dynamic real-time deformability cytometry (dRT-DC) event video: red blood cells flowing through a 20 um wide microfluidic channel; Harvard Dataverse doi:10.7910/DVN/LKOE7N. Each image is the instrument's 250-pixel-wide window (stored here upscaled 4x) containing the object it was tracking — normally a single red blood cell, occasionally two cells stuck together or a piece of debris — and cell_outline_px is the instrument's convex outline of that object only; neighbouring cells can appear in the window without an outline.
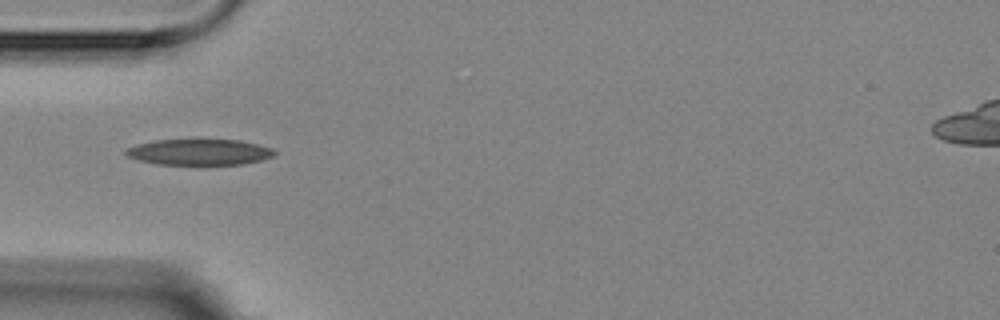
{"species": "Egyptian fruit bat (a non-hibernating species)", "species_latin": "Rousettus aegyptiacus", "temperature_condition": "room temperature", "stored_images_in_passage": 4, "camera_frame_rate_fps": 3000, "um_per_image_px": 0.085, "animal": {"sex": "female"}, "frame": {"image": 1, "passage_image": 1, "time_ms": 0.0, "image_size_px": [1000, 320], "cell_outline_px": [[276, 152], [272, 156], [260, 160], [240, 164], [156, 164], [140, 160], [128, 156], [124, 152], [124, 148], [136, 144], [156, 140], [240, 140], [276, 148]], "centroid_in_image_um": [16.94, 12.91], "position_along_channel_um": 68.1, "area_um2": 22.37}}
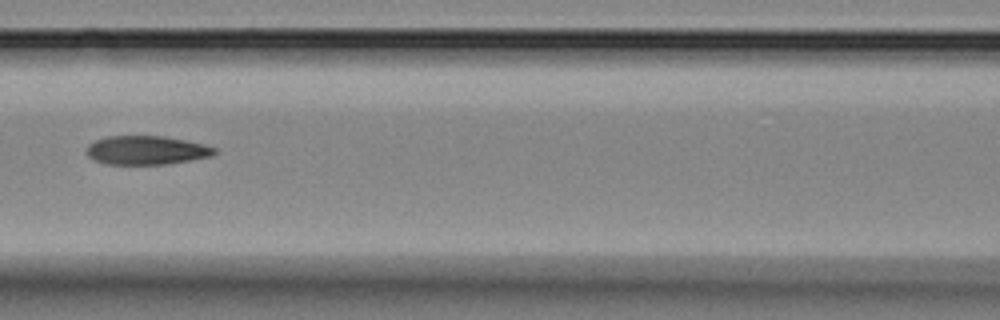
{"frame": {"image": 2, "passage_image": 3, "time_ms": 2.333, "image_size_px": [1000, 320], "cell_outline_px": [[216, 152], [212, 156], [192, 160], [168, 164], [108, 164], [96, 160], [88, 156], [88, 144], [96, 140], [108, 136], [164, 136], [204, 144], [216, 148]], "centroid_in_image_um": [12.49, 12.77], "position_along_channel_um": 154.1, "area_um2": 21.33}}
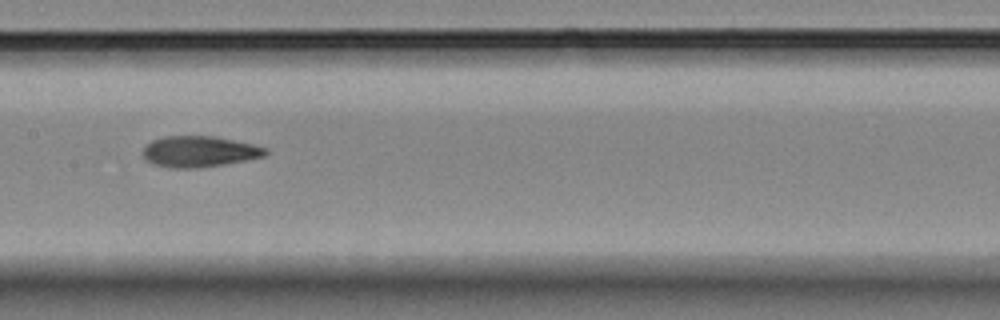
{"frame": {"image": 3, "passage_image": 4, "time_ms": 3.333, "image_size_px": [1000, 320], "cell_outline_px": [[268, 152], [264, 156], [224, 164], [196, 168], [168, 168], [152, 164], [144, 160], [140, 152], [152, 140], [164, 136], [216, 136], [252, 144], [268, 148]], "centroid_in_image_um": [16.88, 12.88], "position_along_channel_um": 190.5, "area_um2": 22.31}}